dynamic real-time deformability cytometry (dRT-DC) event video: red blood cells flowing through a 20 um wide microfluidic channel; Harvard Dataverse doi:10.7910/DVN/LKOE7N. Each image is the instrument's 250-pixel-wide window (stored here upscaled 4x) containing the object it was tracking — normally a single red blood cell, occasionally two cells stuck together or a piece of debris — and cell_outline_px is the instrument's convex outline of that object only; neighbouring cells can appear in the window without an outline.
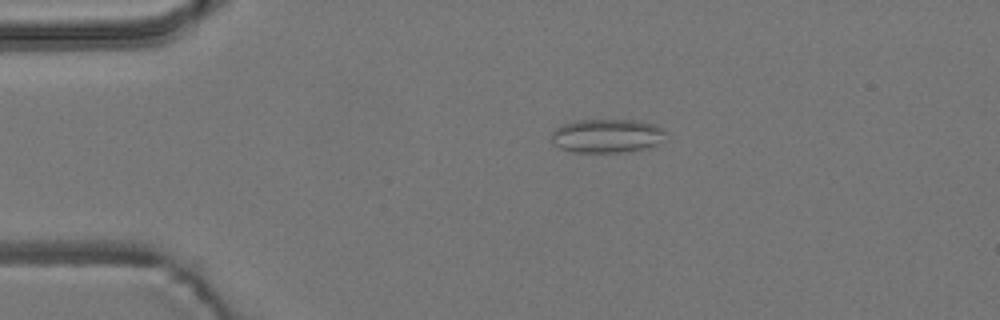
{"species": "common noctule bat (a hibernating species)", "species_latin": "Nyctalus noctula", "temperature_condition": "room temperature", "stored_images_in_passage": 3, "camera_frame_rate_fps": 3000, "um_per_image_px": 0.085, "animal": {"sex": "male", "body_mass_g": 19.2, "forearm_length_mm": 51.8}, "frame": {"image": 1, "passage_image": 1, "time_ms": 0.0, "image_size_px": [1000, 320], "cell_outline_px": [[664, 132], [656, 144], [648, 148], [624, 152], [572, 152], [560, 148], [552, 144], [552, 132], [556, 128], [564, 124], [576, 120], [636, 120], [656, 124]], "centroid_in_image_um": [51.53, 11.55], "position_along_channel_um": 33.5, "area_um2": 22.31}}
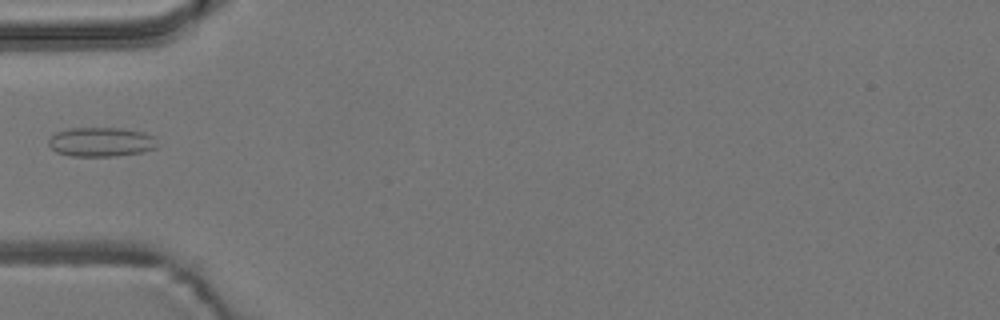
{"frame": {"image": 2, "passage_image": 3, "time_ms": 2.333, "image_size_px": [1000, 320], "cell_outline_px": [[156, 148], [140, 152], [116, 156], [72, 156], [56, 152], [48, 144], [48, 140], [56, 132], [72, 128], [120, 128], [144, 132], [156, 136]], "centroid_in_image_um": [8.6, 12.06], "position_along_channel_um": 76.4, "area_um2": 18.55}}